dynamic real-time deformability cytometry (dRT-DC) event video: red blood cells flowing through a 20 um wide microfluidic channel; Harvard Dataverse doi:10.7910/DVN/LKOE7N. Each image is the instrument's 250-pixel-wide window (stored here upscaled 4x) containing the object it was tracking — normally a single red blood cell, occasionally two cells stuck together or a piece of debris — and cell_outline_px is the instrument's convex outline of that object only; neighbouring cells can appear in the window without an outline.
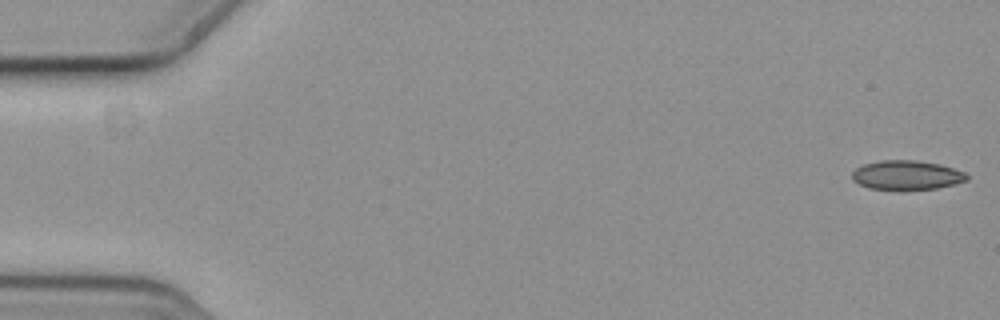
{"species": "common noctule bat (a hibernating species)", "species_latin": "Nyctalus noctula", "temperature_condition": "cold", "stored_images_in_passage": 57, "camera_frame_rate_fps": 3000, "um_per_image_px": 0.085, "animal": {"sex": "female", "body_mass_g": 19.3, "forearm_length_mm": 54.1}, "frame": {"image": 1, "passage_image": 1, "time_ms": 0.0, "image_size_px": [1000, 320], "cell_outline_px": [[968, 180], [936, 188], [868, 188], [852, 180], [852, 172], [856, 168], [864, 164], [880, 160], [916, 160], [940, 164], [964, 172], [968, 176]], "centroid_in_image_um": [77.05, 14.85], "position_along_channel_um": 8.0, "area_um2": 19.07}}
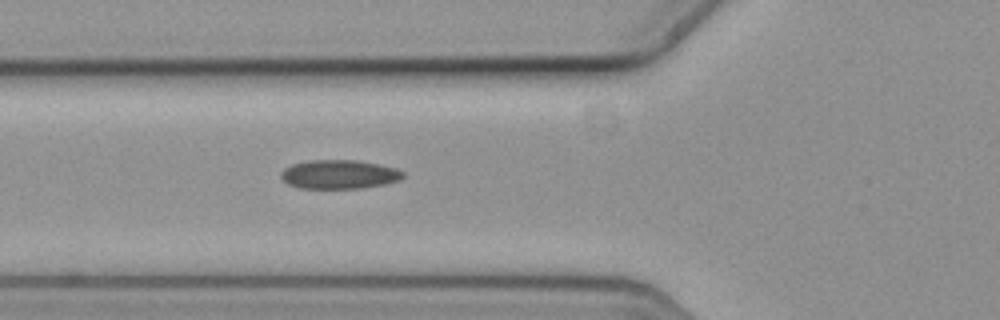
{"frame": {"image": 2, "passage_image": 21, "time_ms": 6.667, "image_size_px": [1000, 320], "cell_outline_px": [[404, 176], [400, 180], [384, 184], [360, 188], [300, 188], [288, 184], [280, 176], [280, 172], [284, 168], [292, 164], [308, 160], [356, 160], [396, 168], [404, 172]], "centroid_in_image_um": [28.81, 14.82], "position_along_channel_um": 97.0, "area_um2": 20.52}}
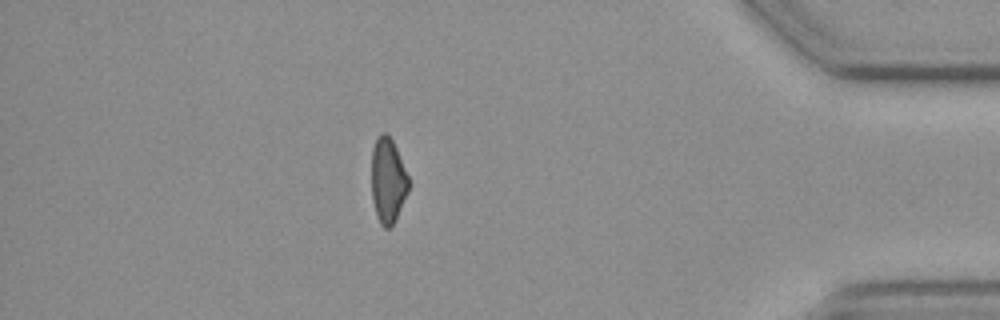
{"frame": {"image": 3, "passage_image": 50, "time_ms": 16.333, "image_size_px": [1000, 320], "cell_outline_px": [[408, 192], [396, 220], [388, 228], [384, 228], [380, 224], [376, 216], [372, 200], [372, 148], [376, 136], [380, 132], [388, 132], [396, 148], [408, 176]], "centroid_in_image_um": [32.95, 15.32], "position_along_channel_um": 402.2, "area_um2": 18.55}}